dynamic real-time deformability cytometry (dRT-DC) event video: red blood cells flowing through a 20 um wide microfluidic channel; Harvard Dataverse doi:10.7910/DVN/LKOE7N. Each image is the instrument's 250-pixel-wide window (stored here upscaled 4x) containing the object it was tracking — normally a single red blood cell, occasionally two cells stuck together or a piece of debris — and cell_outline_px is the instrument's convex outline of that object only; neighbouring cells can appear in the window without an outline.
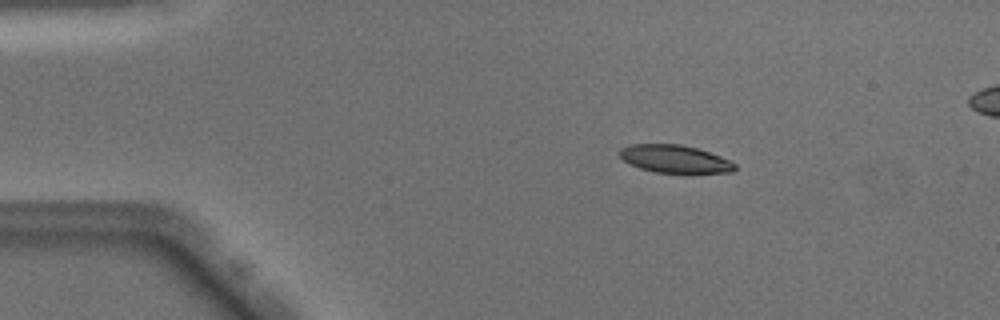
{"species": "Egyptian fruit bat (a non-hibernating species)", "species_latin": "Rousettus aegyptiacus", "temperature_condition": "warm", "stored_images_in_passage": 43, "segment_of_instrument_passage": [1, 2], "camera_frame_rate_fps": 3000, "um_per_image_px": 0.085, "animal": {"sex": "male"}, "frame": {"image": 1, "passage_image": 1, "time_ms": 0.0, "image_size_px": [1000, 320], "cell_outline_px": [[736, 168], [732, 172], [656, 172], [640, 168], [624, 160], [620, 156], [620, 148], [628, 144], [680, 144], [696, 148], [720, 156], [736, 164]], "centroid_in_image_um": [57.33, 13.49], "position_along_channel_um": 27.7, "area_um2": 18.26}}
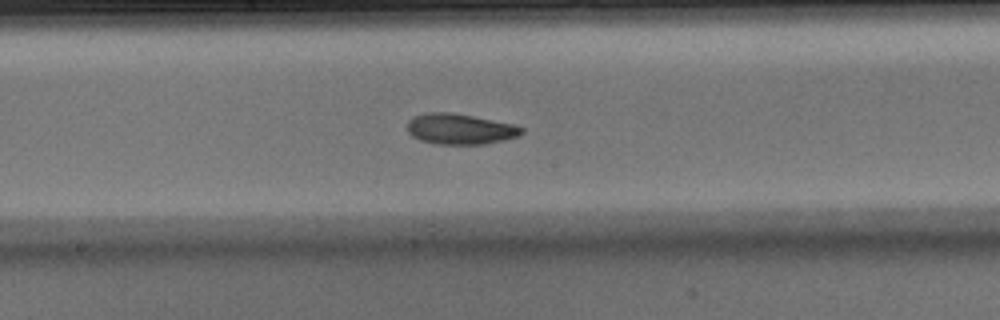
{"frame": {"image": 2, "passage_image": 19, "time_ms": 6.0, "image_size_px": [1000, 320], "cell_outline_px": [[524, 132], [520, 136], [504, 140], [484, 144], [436, 144], [420, 140], [412, 136], [408, 132], [408, 120], [412, 116], [428, 112], [452, 112], [516, 124], [524, 128]], "centroid_in_image_um": [39.13, 10.96], "position_along_channel_um": 209.1, "area_um2": 20.69}}
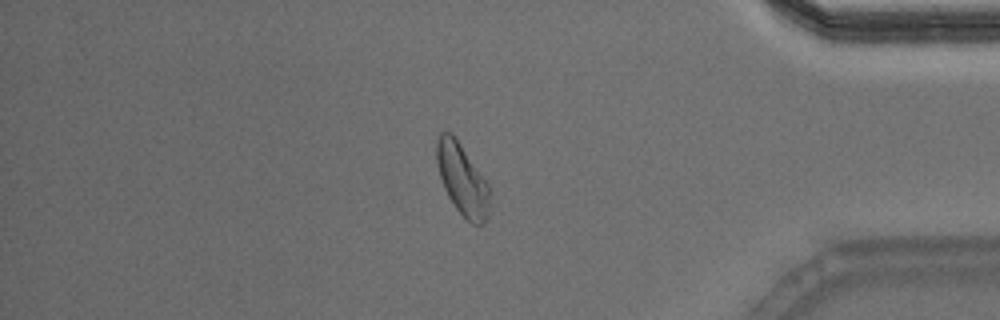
{"frame": {"image": 3, "passage_image": 35, "time_ms": 11.333, "image_size_px": [1000, 320], "cell_outline_px": [[488, 216], [480, 224], [472, 224], [456, 208], [448, 196], [444, 188], [440, 176], [436, 160], [436, 144], [440, 132], [452, 132], [456, 136], [488, 184]], "centroid_in_image_um": [39.26, 15.19], "position_along_channel_um": 395.9, "area_um2": 21.68}}